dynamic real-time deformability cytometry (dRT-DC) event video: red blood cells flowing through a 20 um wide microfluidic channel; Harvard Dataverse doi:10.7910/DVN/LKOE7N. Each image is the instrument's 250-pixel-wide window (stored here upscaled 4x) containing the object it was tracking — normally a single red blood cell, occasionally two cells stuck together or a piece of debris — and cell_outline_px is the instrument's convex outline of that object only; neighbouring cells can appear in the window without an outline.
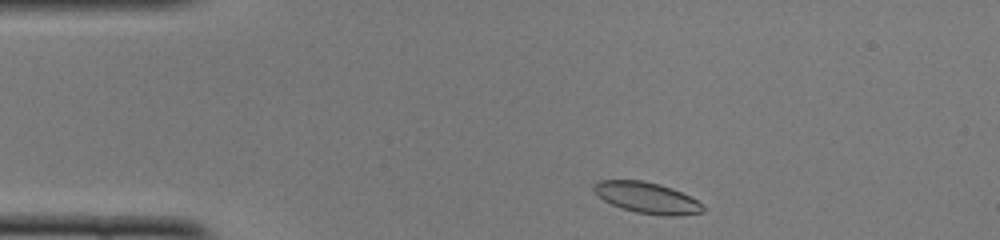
{"species": "common noctule bat (a hibernating species)", "species_latin": "Nyctalus noctula", "temperature_condition": "cold", "stored_images_in_passage": 43, "camera_frame_rate_fps": 3000, "um_per_image_px": 0.085, "animal": {"sex": "female", "body_mass_g": 22.0, "forearm_length_mm": 56.7}, "frame": {"image": 1, "passage_image": 2, "time_ms": 0.333, "image_size_px": [1000, 240], "cell_outline_px": [[704, 212], [676, 216], [664, 216], [636, 212], [620, 208], [604, 200], [592, 188], [592, 184], [596, 180], [644, 180], [660, 184], [672, 188], [704, 204]], "centroid_in_image_um": [54.99, 16.8], "position_along_channel_um": 30.0, "area_um2": 19.83}}
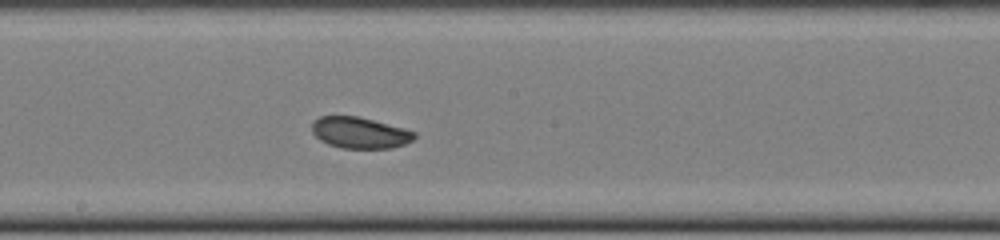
{"frame": {"image": 2, "passage_image": 20, "time_ms": 6.333, "image_size_px": [1000, 240], "cell_outline_px": [[416, 136], [412, 140], [404, 144], [392, 148], [340, 148], [328, 144], [320, 140], [312, 132], [312, 120], [320, 116], [356, 116], [404, 128], [416, 132]], "centroid_in_image_um": [30.56, 11.28], "position_along_channel_um": 217.6, "area_um2": 18.61}}
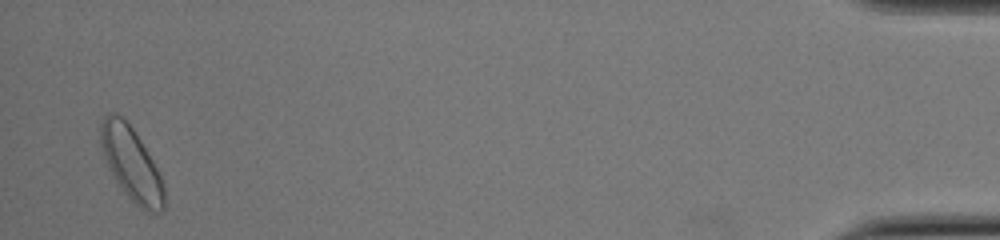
{"frame": {"image": 3, "passage_image": 42, "time_ms": 13.667, "image_size_px": [1000, 240], "cell_outline_px": [[164, 208], [160, 212], [144, 212], [120, 188], [104, 156], [100, 144], [100, 124], [104, 116], [108, 112], [116, 112], [132, 128], [140, 140], [152, 160], [160, 176], [164, 188]], "centroid_in_image_um": [11.15, 13.92], "position_along_channel_um": 424.0, "area_um2": 26.65}, "authors_computed_cell_mechanics": {"area_um2": 19.5942, "velocity_mm_per_s": 3.9573, "shape_relaxation_time_tau1_ms": 3.7106, "shape_relaxation_time_tau2_ms": null, "deformation_change_tau1": 0.083, "deformation_change_tau2": null}}